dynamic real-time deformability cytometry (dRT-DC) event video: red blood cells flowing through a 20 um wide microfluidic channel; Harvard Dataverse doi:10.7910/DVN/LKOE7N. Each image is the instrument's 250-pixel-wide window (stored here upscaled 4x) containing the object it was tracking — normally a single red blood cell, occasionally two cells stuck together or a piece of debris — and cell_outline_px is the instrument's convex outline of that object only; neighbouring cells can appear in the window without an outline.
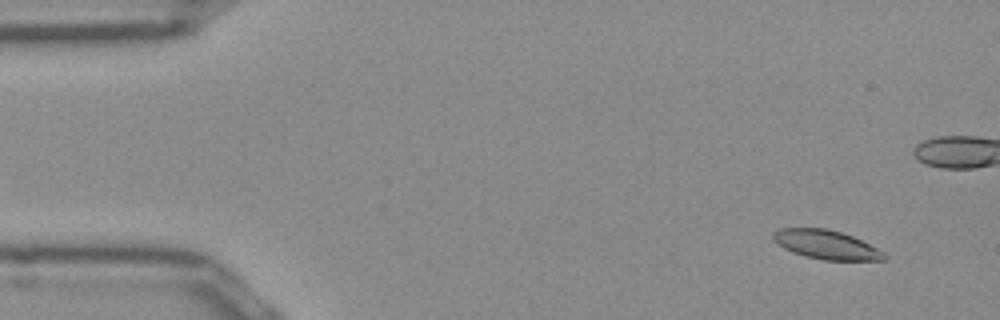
{"species": "Egyptian fruit bat (a non-hibernating species)", "species_latin": "Rousettus aegyptiacus", "temperature_condition": "room temperature", "stored_images_in_passage": 53, "camera_frame_rate_fps": 3000, "um_per_image_px": 0.085, "frame": {"image": 1, "passage_image": 4, "time_ms": 1.0, "image_size_px": [1000, 320], "cell_outline_px": [[888, 256], [884, 260], [824, 260], [804, 256], [792, 252], [784, 248], [772, 240], [772, 232], [780, 228], [824, 228], [840, 232], [852, 236], [884, 252]], "centroid_in_image_um": [70.19, 20.8], "position_along_channel_um": 14.8, "area_um2": 18.67}}
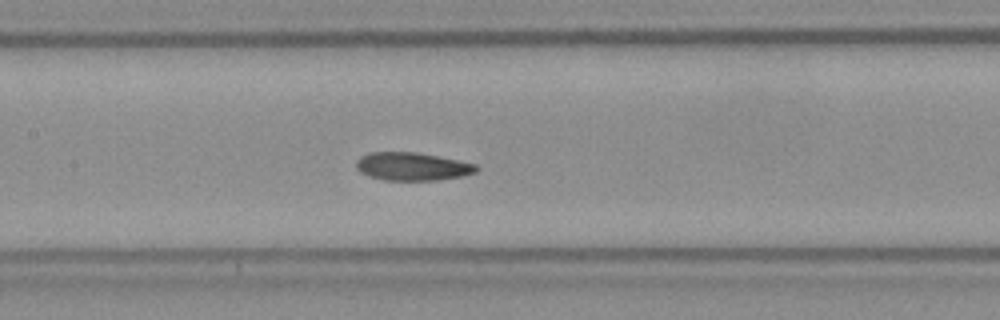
{"frame": {"image": 2, "passage_image": 24, "time_ms": 7.667, "image_size_px": [1000, 320], "cell_outline_px": [[480, 168], [476, 172], [460, 176], [440, 180], [384, 180], [368, 176], [360, 172], [356, 168], [356, 160], [360, 156], [368, 152], [416, 152], [476, 164]], "centroid_in_image_um": [35.0, 14.15], "position_along_channel_um": 172.4, "area_um2": 19.65}}
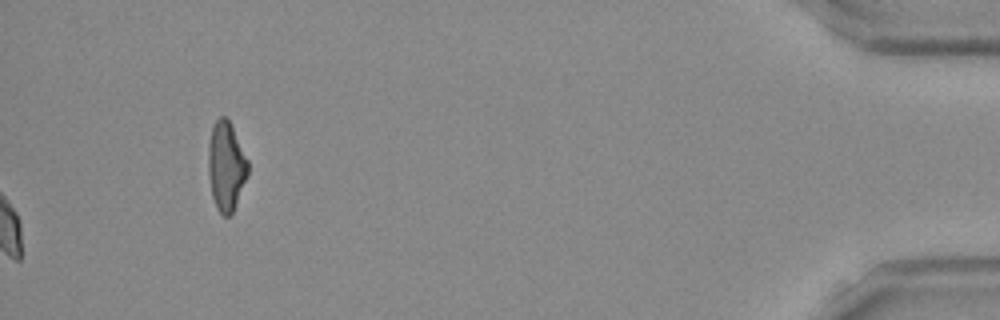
{"frame": {"image": 3, "passage_image": 53, "time_ms": 17.333, "image_size_px": [1000, 320], "cell_outline_px": [[248, 176], [232, 212], [228, 216], [224, 216], [216, 208], [212, 196], [208, 176], [208, 144], [212, 128], [216, 120], [220, 116], [224, 116], [228, 120], [248, 160]], "centroid_in_image_um": [19.2, 14.14], "position_along_channel_um": 416.0, "area_um2": 20.4}, "authors_computed_cell_mechanics": {"area_um2": 19.8254, "velocity_mm_per_s": 3.8974, "shape_relaxation_time_tau1_ms": 3.7551, "shape_relaxation_time_tau2_ms": 2.1343, "deformation_change_tau1": 0.1459, "deformation_change_tau2": 0.086}}